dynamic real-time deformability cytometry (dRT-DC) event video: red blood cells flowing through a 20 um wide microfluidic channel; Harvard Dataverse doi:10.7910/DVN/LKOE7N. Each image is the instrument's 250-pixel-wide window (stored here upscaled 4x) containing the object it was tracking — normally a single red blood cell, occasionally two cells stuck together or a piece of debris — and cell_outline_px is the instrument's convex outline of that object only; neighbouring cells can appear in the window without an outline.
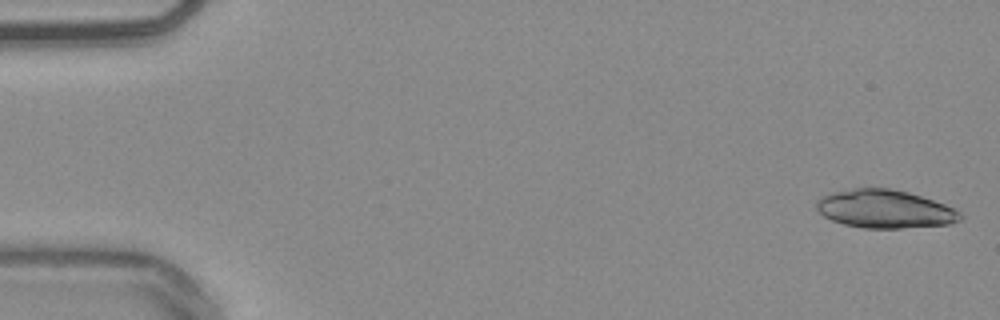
{"species": "common noctule bat (a hibernating species)", "species_latin": "Nyctalus noctula", "temperature_condition": "warm", "stored_images_in_passage": 10, "camera_frame_rate_fps": 3000, "um_per_image_px": 0.085, "animal": {"sex": "male", "body_mass_g": 20.4}, "frame": {"image": 1, "passage_image": 1, "time_ms": 0.0, "image_size_px": [1000, 320], "cell_outline_px": [[964, 216], [960, 220], [948, 224], [900, 228], [864, 228], [844, 224], [832, 220], [824, 216], [816, 208], [816, 200], [832, 192], [852, 188], [888, 188], [908, 192], [944, 204], [960, 212]], "centroid_in_image_um": [75.19, 17.76], "position_along_channel_um": 9.8, "area_um2": 31.79}}